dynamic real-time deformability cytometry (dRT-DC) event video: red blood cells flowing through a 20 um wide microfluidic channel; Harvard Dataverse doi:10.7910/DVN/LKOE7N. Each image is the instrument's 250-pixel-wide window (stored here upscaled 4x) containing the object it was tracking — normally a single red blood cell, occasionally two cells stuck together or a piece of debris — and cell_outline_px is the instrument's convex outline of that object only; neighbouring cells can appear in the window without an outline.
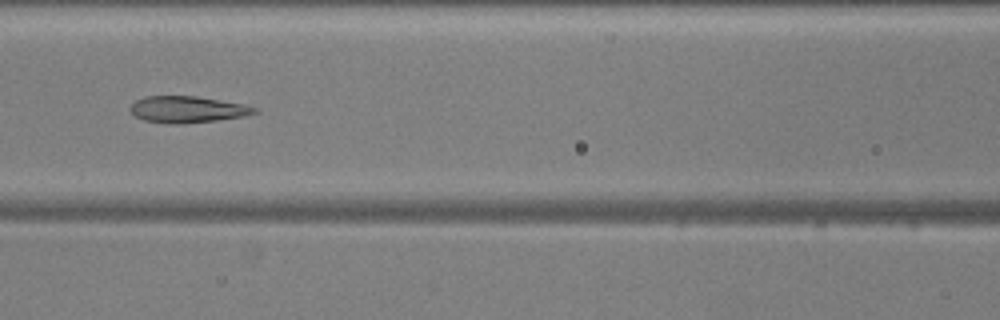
{"species": "common noctule bat (a hibernating species)", "species_latin": "Nyctalus noctula", "temperature_condition": "warm", "stored_images_in_passage": 50, "camera_frame_rate_fps": 3000, "um_per_image_px": 0.085, "animal": {"sex": "male", "body_mass_g": 20.5, "forearm_length_mm": 52.5}, "frame": {"image": 1, "passage_image": 21, "time_ms": 6.667, "image_size_px": [1000, 320], "cell_outline_px": [[260, 112], [244, 116], [216, 120], [184, 124], [168, 124], [144, 120], [136, 116], [128, 108], [136, 100], [144, 96], [196, 96], [244, 104], [256, 108]], "centroid_in_image_um": [15.92, 9.3], "position_along_channel_um": 150.7, "area_um2": 19.25}}
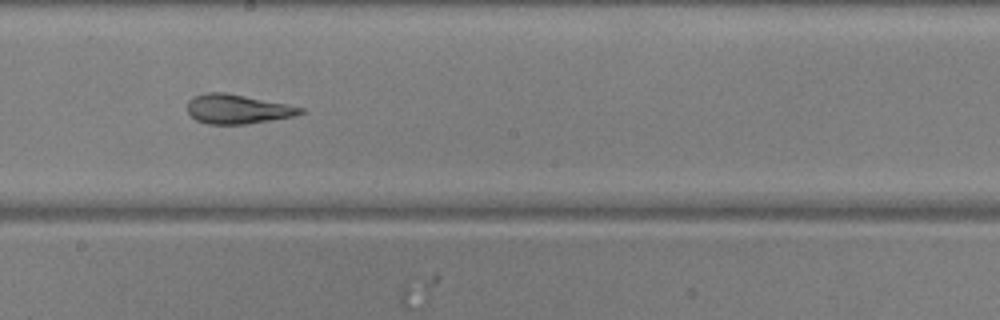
{"frame": {"image": 2, "passage_image": 27, "time_ms": 8.667, "image_size_px": [1000, 320], "cell_outline_px": [[304, 112], [296, 116], [244, 124], [208, 124], [196, 120], [188, 112], [188, 100], [196, 96], [208, 92], [224, 92], [304, 108]], "centroid_in_image_um": [20.17, 9.28], "position_along_channel_um": 228.0, "area_um2": 18.96}}
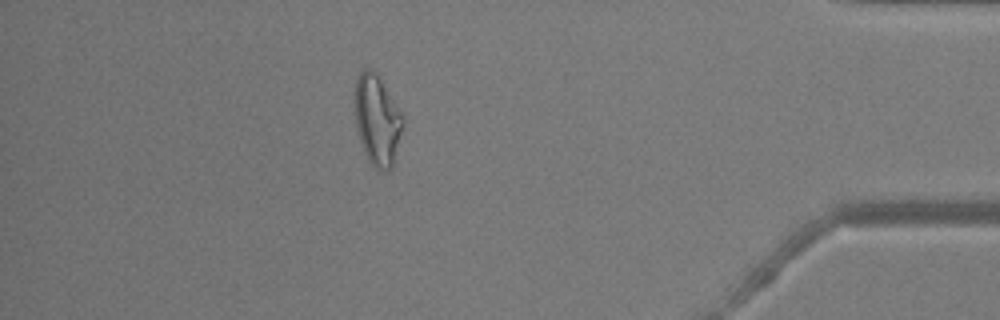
{"frame": {"image": 3, "passage_image": 44, "time_ms": 14.333, "image_size_px": [1000, 320], "cell_outline_px": [[404, 124], [392, 168], [388, 172], [380, 172], [368, 160], [364, 152], [356, 128], [352, 100], [356, 80], [360, 72], [364, 68], [372, 68], [376, 72], [404, 116]], "centroid_in_image_um": [32.04, 10.2], "position_along_channel_um": 403.2, "area_um2": 26.01}, "authors_computed_cell_mechanics": {"area_um2": 23.3512, "velocity_mm_per_s": 3.8706, "shape_relaxation_time_tau1_ms": 9.2279, "shape_relaxation_time_tau2_ms": 2.4227, "deformation_change_tau1": 0.2453, "deformation_change_tau2": 0.1045}}